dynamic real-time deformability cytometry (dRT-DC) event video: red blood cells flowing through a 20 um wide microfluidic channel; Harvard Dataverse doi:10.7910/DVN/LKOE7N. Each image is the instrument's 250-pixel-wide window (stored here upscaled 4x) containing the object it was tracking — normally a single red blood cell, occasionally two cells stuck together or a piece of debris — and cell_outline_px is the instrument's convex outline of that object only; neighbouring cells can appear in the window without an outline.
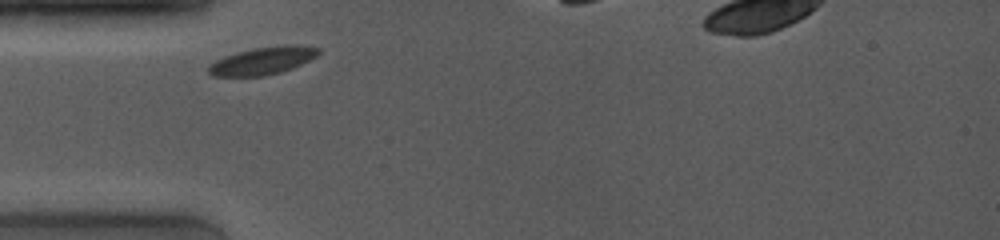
{"species": "common noctule bat (a hibernating species)", "species_latin": "Nyctalus noctula", "temperature_condition": "room temperature", "stored_images_in_passage": 8, "camera_frame_rate_fps": 4000, "um_per_image_px": 0.085, "animal": {"sex": "female", "body_mass_g": 19.0, "forearm_length_mm": 53.3}, "frame": {"image": 1, "passage_image": 1, "time_ms": 0.0, "image_size_px": [1000, 240], "cell_outline_px": [[320, 52], [316, 56], [292, 68], [280, 72], [264, 76], [212, 76], [208, 72], [208, 68], [216, 60], [224, 56], [236, 52], [252, 48], [284, 44], [320, 48]], "centroid_in_image_um": [22.3, 5.16], "position_along_channel_um": 62.7, "area_um2": 17.51}}